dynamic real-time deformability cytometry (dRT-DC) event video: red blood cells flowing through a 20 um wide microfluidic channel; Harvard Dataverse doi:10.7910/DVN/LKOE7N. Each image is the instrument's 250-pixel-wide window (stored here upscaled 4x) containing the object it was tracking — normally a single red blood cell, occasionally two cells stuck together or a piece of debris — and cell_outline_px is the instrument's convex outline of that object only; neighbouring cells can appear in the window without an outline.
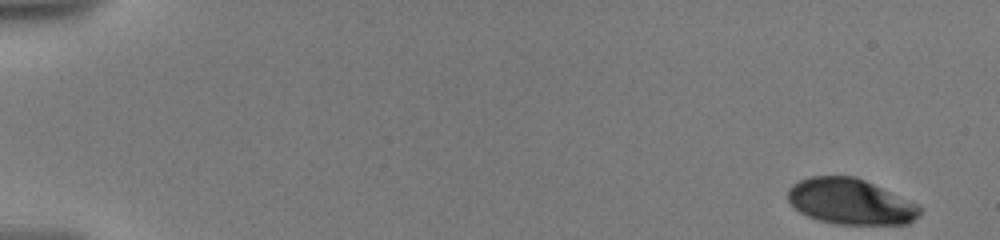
{"species": "human", "species_latin": "Homo sapiens", "temperature_condition": "warm", "stored_images_in_passage": 15, "camera_frame_rate_fps": 3000, "um_per_image_px": 0.085, "donor": {"sex": "male"}, "frame": {"image": 1, "passage_image": 1, "time_ms": 0.0, "image_size_px": [1000, 240], "cell_outline_px": [[920, 216], [908, 224], [836, 224], [820, 220], [808, 216], [800, 212], [788, 200], [788, 188], [792, 184], [800, 180], [812, 176], [856, 176], [920, 204]], "centroid_in_image_um": [72.32, 17.13], "position_along_channel_um": 12.7, "area_um2": 35.26}}
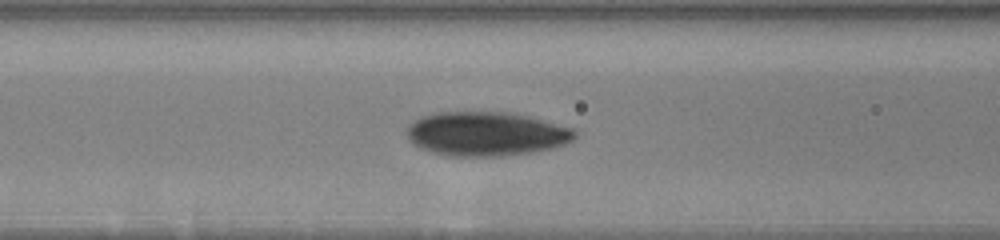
{"frame": {"image": 2, "passage_image": 11, "time_ms": 7.667, "image_size_px": [1000, 240], "cell_outline_px": [[576, 136], [572, 140], [564, 144], [552, 148], [532, 152], [500, 156], [448, 156], [432, 152], [420, 148], [412, 144], [408, 140], [408, 124], [420, 116], [436, 112], [508, 112], [528, 116], [572, 128], [576, 132]], "centroid_in_image_um": [41.28, 11.37], "position_along_channel_um": 125.3, "area_um2": 43.23}}
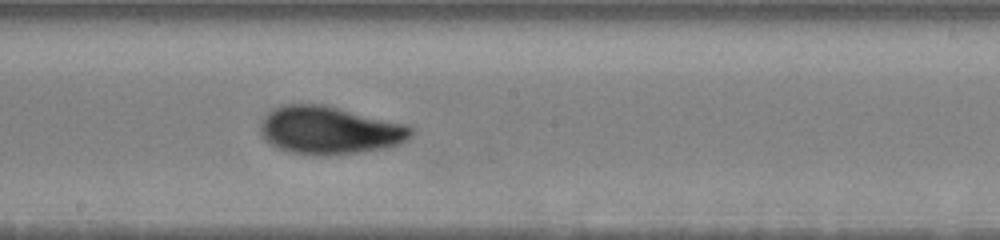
{"frame": {"image": 3, "passage_image": 15, "time_ms": 10.333, "image_size_px": [1000, 240], "cell_outline_px": [[412, 136], [408, 140], [400, 144], [384, 148], [360, 152], [328, 156], [316, 156], [288, 152], [276, 148], [264, 140], [260, 136], [260, 124], [264, 116], [268, 112], [280, 104], [324, 104], [408, 124], [412, 128]], "centroid_in_image_um": [27.99, 11.08], "position_along_channel_um": 220.2, "area_um2": 42.83}}